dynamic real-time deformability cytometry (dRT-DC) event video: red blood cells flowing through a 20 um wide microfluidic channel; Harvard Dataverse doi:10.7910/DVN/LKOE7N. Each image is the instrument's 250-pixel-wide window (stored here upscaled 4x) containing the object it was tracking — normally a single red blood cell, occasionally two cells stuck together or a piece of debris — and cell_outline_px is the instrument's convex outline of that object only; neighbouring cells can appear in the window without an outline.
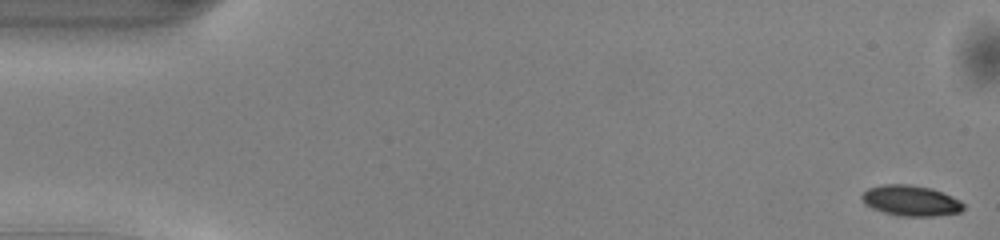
{"species": "common noctule bat (a hibernating species)", "species_latin": "Nyctalus noctula", "temperature_condition": "warm", "stored_images_in_passage": 14, "camera_frame_rate_fps": 3000, "um_per_image_px": 0.085, "animal": {"sex": "male", "body_mass_g": 13.0, "forearm_length_mm": 53.1}, "frame": {"image": 1, "passage_image": 1, "time_ms": 0.0, "image_size_px": [1000, 240], "cell_outline_px": [[964, 208], [960, 212], [936, 216], [900, 216], [884, 212], [872, 208], [864, 204], [860, 196], [868, 188], [884, 184], [912, 184], [932, 188], [952, 196], [960, 200], [964, 204]], "centroid_in_image_um": [77.42, 17.05], "position_along_channel_um": 7.6, "area_um2": 18.26}}
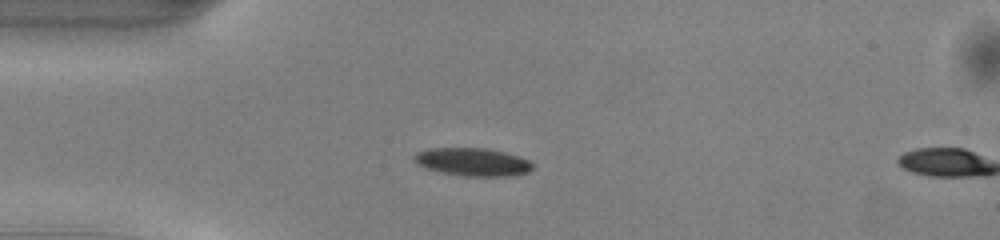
{"frame": {"image": 2, "passage_image": 13, "time_ms": 4.0, "image_size_px": [1000, 240], "cell_outline_px": [[532, 168], [528, 172], [516, 176], [464, 176], [444, 172], [428, 168], [416, 164], [412, 160], [412, 156], [416, 152], [428, 148], [488, 148], [520, 156], [528, 160], [532, 164]], "centroid_in_image_um": [40.17, 13.76], "position_along_channel_um": 44.8, "area_um2": 19.42}}